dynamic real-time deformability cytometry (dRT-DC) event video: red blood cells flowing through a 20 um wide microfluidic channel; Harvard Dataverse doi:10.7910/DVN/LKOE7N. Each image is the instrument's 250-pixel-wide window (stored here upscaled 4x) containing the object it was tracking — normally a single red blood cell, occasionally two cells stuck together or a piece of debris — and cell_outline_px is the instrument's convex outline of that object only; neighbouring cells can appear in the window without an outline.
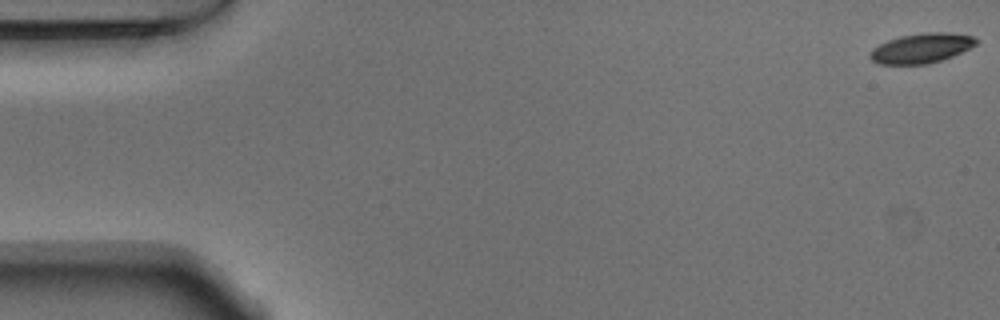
{"species": "Egyptian fruit bat (a non-hibernating species)", "species_latin": "Rousettus aegyptiacus", "temperature_condition": "warm", "stored_images_in_passage": 53, "camera_frame_rate_fps": 3000, "um_per_image_px": 0.085, "animal": {"sex": "male"}, "frame": {"image": 1, "passage_image": 1, "time_ms": 0.0, "image_size_px": [1000, 320], "cell_outline_px": [[980, 40], [976, 44], [952, 56], [928, 64], [876, 64], [868, 56], [872, 48], [888, 40], [900, 36], [924, 32], [948, 32], [972, 36]], "centroid_in_image_um": [78.29, 4.09], "position_along_channel_um": 6.7, "area_um2": 18.38}}
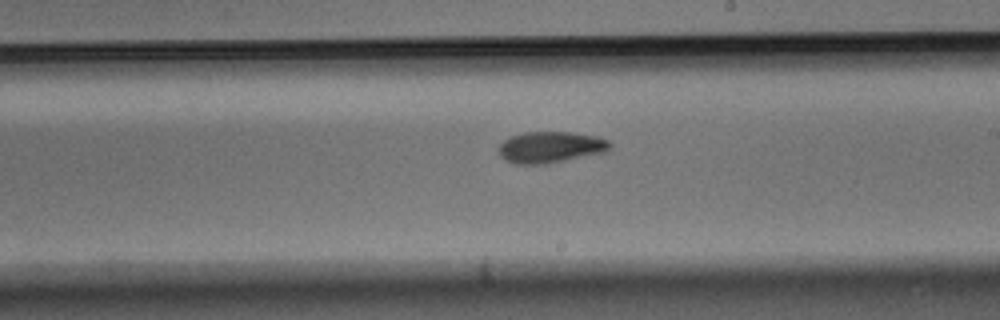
{"frame": {"image": 2, "passage_image": 31, "time_ms": 10.0, "image_size_px": [1000, 320], "cell_outline_px": [[612, 148], [604, 152], [548, 164], [512, 164], [504, 160], [500, 156], [500, 144], [504, 140], [512, 136], [524, 132], [572, 132], [596, 136], [608, 140], [612, 144]], "centroid_in_image_um": [46.8, 12.52], "position_along_channel_um": 242.2, "area_um2": 20.4}}
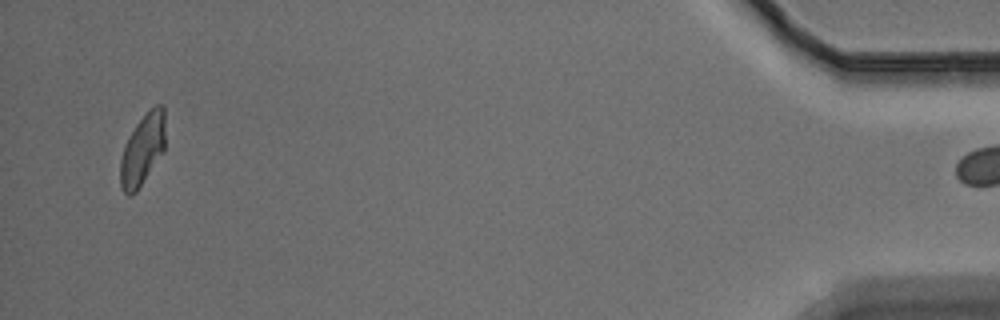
{"frame": {"image": 3, "passage_image": 52, "time_ms": 17.0, "image_size_px": [1000, 320], "cell_outline_px": [[164, 152], [136, 192], [132, 196], [128, 196], [124, 192], [120, 184], [120, 160], [124, 144], [136, 124], [156, 104], [164, 104]], "centroid_in_image_um": [12.11, 12.75], "position_along_channel_um": 423.1, "area_um2": 18.61}}